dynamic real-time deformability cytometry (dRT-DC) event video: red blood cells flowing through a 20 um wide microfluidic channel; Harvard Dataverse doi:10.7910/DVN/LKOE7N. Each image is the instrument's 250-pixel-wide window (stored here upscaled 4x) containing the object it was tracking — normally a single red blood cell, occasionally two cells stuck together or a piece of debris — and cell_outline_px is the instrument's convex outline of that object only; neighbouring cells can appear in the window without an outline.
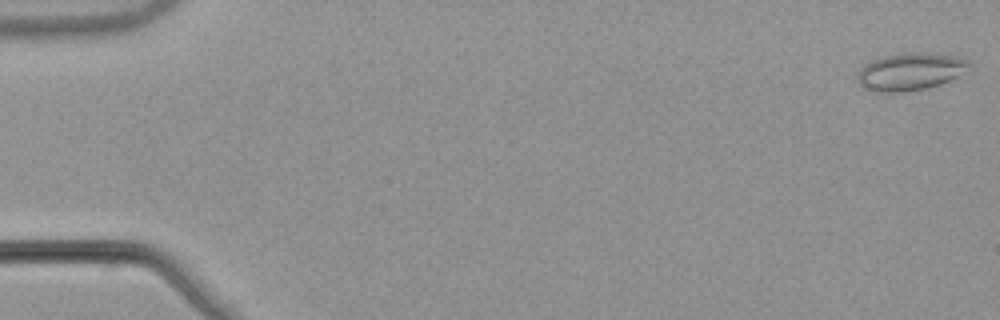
{"species": "common noctule bat (a hibernating species)", "species_latin": "Nyctalus noctula", "temperature_condition": "warm", "stored_images_in_passage": 53, "camera_frame_rate_fps": 3000, "um_per_image_px": 0.085, "animal": {"sex": "male", "body_mass_g": 21.5, "forearm_length_mm": 52.0}, "frame": {"image": 1, "passage_image": 1, "time_ms": 0.0, "image_size_px": [1000, 320], "cell_outline_px": [[972, 64], [956, 76], [940, 84], [928, 88], [904, 92], [876, 92], [860, 84], [856, 76], [860, 68], [864, 64], [872, 60], [884, 56], [912, 52], [920, 52], [964, 56]], "centroid_in_image_um": [77.38, 6.07], "position_along_channel_um": 7.6, "area_um2": 24.33}}
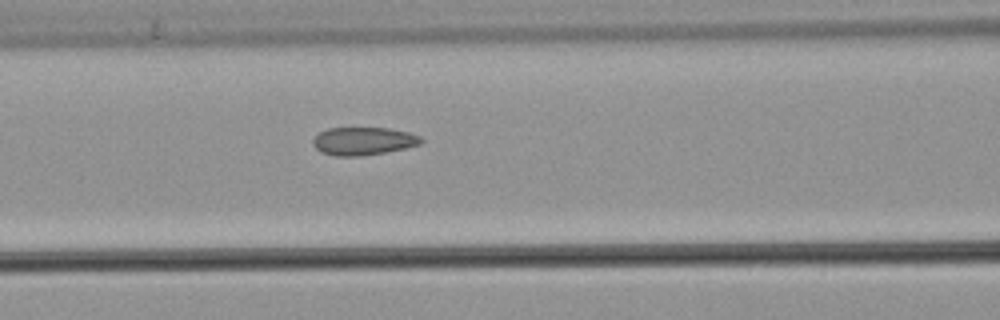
{"frame": {"image": 2, "passage_image": 23, "time_ms": 7.333, "image_size_px": [1000, 320], "cell_outline_px": [[424, 140], [420, 144], [404, 148], [384, 152], [360, 156], [332, 156], [320, 152], [312, 144], [312, 140], [320, 132], [328, 128], [388, 128], [408, 132], [420, 136]], "centroid_in_image_um": [30.86, 11.99], "position_along_channel_um": 135.7, "area_um2": 17.57}}
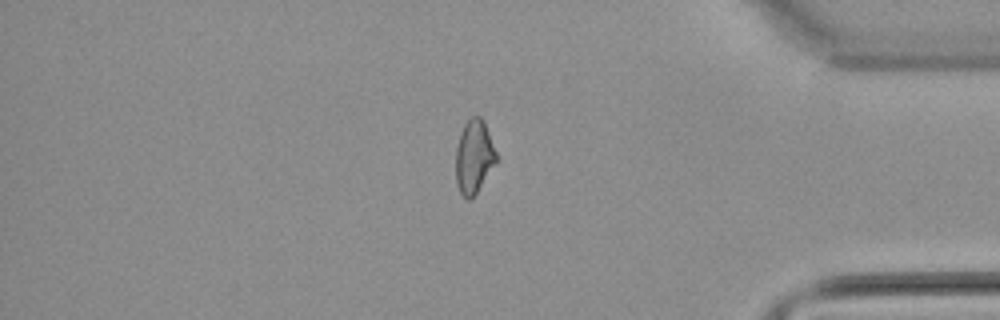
{"frame": {"image": 3, "passage_image": 45, "time_ms": 14.667, "image_size_px": [1000, 320], "cell_outline_px": [[496, 164], [476, 192], [468, 200], [460, 192], [456, 184], [456, 148], [460, 132], [464, 124], [472, 116], [480, 116], [484, 120], [496, 152]], "centroid_in_image_um": [40.28, 13.29], "position_along_channel_um": 394.9, "area_um2": 17.22}, "authors_computed_cell_mechanics": {"area_um2": 18.207, "velocity_mm_per_s": 3.8993, "shape_relaxation_time_tau1_ms": null, "shape_relaxation_time_tau2_ms": 1.781, "deformation_change_tau1": null, "deformation_change_tau2": 0.0722}}